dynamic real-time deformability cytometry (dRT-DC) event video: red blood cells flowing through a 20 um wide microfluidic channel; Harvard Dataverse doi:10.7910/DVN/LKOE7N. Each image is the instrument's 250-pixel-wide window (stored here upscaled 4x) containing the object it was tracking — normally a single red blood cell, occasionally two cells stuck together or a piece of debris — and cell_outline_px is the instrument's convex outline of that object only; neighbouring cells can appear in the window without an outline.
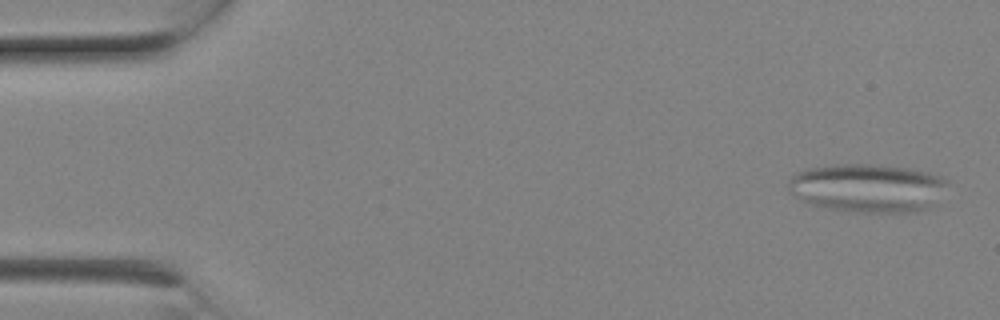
{"species": "Egyptian fruit bat (a non-hibernating species)", "species_latin": "Rousettus aegyptiacus", "temperature_condition": "room temperature", "stored_images_in_passage": 7, "camera_frame_rate_fps": 3000, "um_per_image_px": 0.085, "animal": {"sex": "female"}, "frame": {"image": 1, "passage_image": 1, "time_ms": 0.0, "image_size_px": [1000, 320], "cell_outline_px": [[948, 184], [940, 204], [920, 212], [860, 212], [828, 208], [808, 204], [800, 200], [788, 188], [788, 180], [796, 172], [804, 168], [836, 164], [872, 164], [908, 168], [928, 172], [940, 176], [948, 180]], "centroid_in_image_um": [73.81, 15.98], "position_along_channel_um": 11.2, "area_um2": 45.84}}
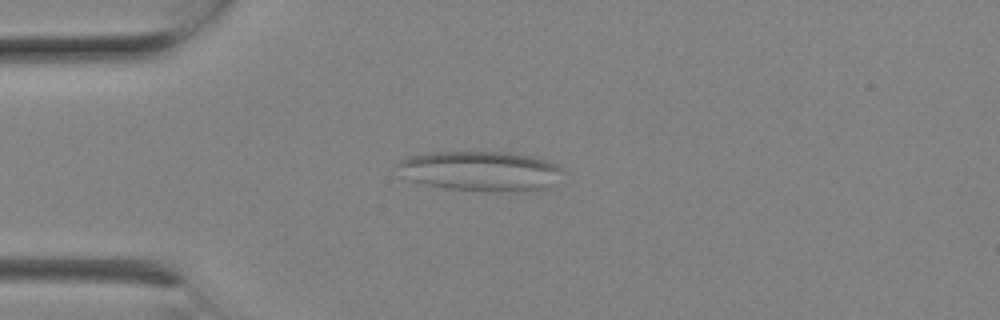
{"frame": {"image": 2, "passage_image": 5, "time_ms": 1.333, "image_size_px": [1000, 320], "cell_outline_px": [[564, 168], [548, 188], [536, 192], [492, 192], [444, 188], [424, 184], [408, 180], [400, 176], [396, 164], [400, 160], [408, 156], [432, 152], [512, 152], [532, 156], [548, 160]], "centroid_in_image_um": [40.84, 14.55], "position_along_channel_um": 44.2, "area_um2": 39.25}}